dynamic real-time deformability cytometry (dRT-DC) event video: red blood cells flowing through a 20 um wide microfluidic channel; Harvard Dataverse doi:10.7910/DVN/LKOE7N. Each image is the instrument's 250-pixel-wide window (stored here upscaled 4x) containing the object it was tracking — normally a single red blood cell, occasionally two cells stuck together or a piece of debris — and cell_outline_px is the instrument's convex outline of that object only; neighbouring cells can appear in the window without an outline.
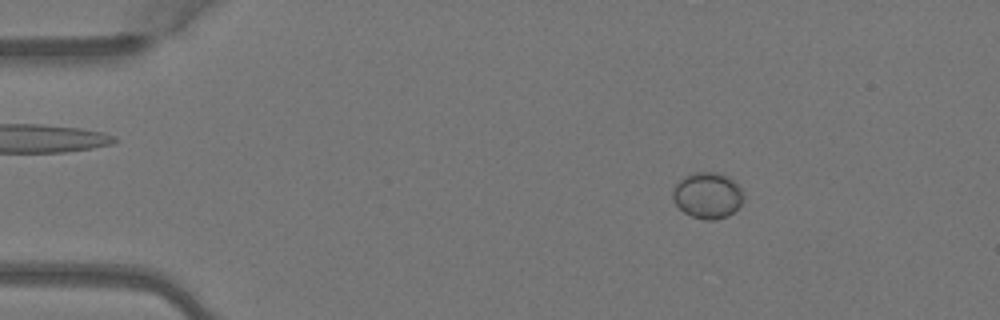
{"species": "Egyptian fruit bat (a non-hibernating species)", "species_latin": "Rousettus aegyptiacus", "temperature_condition": "warm", "stored_images_in_passage": 3, "camera_frame_rate_fps": 3000, "um_per_image_px": 0.085, "animal": {"sex": "female"}, "frame": {"image": 1, "passage_image": 1, "time_ms": 0.0, "image_size_px": [1000, 320], "cell_outline_px": [[744, 196], [740, 204], [728, 216], [716, 220], [704, 220], [692, 216], [684, 212], [676, 204], [672, 196], [672, 192], [676, 184], [684, 176], [696, 172], [716, 172], [728, 176], [740, 188]], "centroid_in_image_um": [60.13, 16.61], "position_along_channel_um": 24.9, "area_um2": 18.84}}